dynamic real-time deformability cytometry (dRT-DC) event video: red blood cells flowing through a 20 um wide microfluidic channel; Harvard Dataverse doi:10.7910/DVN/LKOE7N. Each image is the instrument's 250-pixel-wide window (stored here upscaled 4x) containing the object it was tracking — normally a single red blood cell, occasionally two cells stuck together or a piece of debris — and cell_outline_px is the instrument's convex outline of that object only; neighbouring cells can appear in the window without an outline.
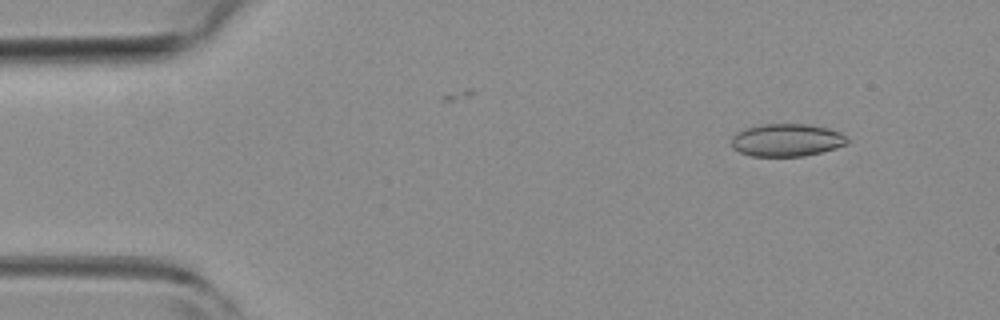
{"species": "common noctule bat (a hibernating species)", "species_latin": "Nyctalus noctula", "temperature_condition": "room temperature", "stored_images_in_passage": 51, "camera_frame_rate_fps": 3000, "um_per_image_px": 0.085, "animal": {"sex": "female", "body_mass_g": 19.3, "forearm_length_mm": 54.1}, "frame": {"image": 1, "passage_image": 5, "time_ms": 1.333, "image_size_px": [1000, 320], "cell_outline_px": [[848, 144], [836, 148], [804, 156], [752, 156], [740, 152], [732, 148], [732, 136], [736, 132], [744, 128], [760, 124], [808, 124], [828, 128], [840, 132], [848, 140]], "centroid_in_image_um": [66.85, 11.9], "position_along_channel_um": 18.2, "area_um2": 22.14}}
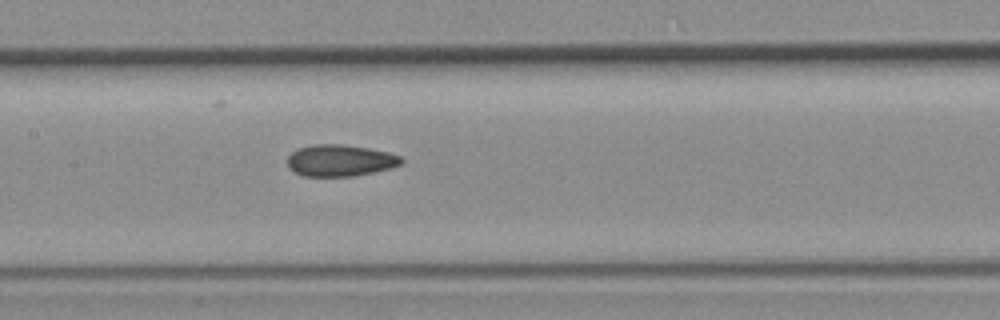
{"frame": {"image": 2, "passage_image": 24, "time_ms": 7.667, "image_size_px": [1000, 320], "cell_outline_px": [[404, 160], [400, 164], [388, 168], [356, 176], [304, 176], [288, 168], [288, 156], [292, 152], [300, 148], [312, 144], [340, 144], [368, 148], [388, 152], [400, 156]], "centroid_in_image_um": [28.89, 13.64], "position_along_channel_um": 178.5, "area_um2": 20.81}}
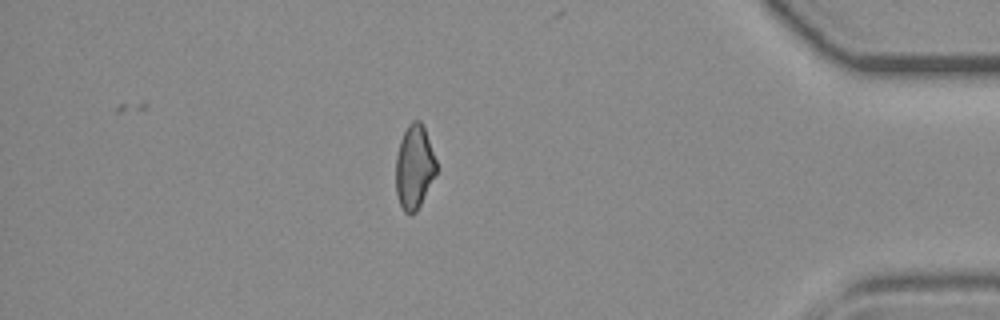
{"frame": {"image": 3, "passage_image": 44, "time_ms": 14.333, "image_size_px": [1000, 320], "cell_outline_px": [[436, 172], [416, 212], [404, 212], [400, 204], [396, 192], [396, 156], [400, 140], [408, 124], [412, 120], [420, 120], [424, 128], [436, 160]], "centroid_in_image_um": [35.19, 14.16], "position_along_channel_um": 400.0, "area_um2": 19.42}, "authors_computed_cell_mechanics": {"area_um2": 21.0392, "velocity_mm_per_s": 3.9645, "shape_relaxation_time_tau1_ms": null, "shape_relaxation_time_tau2_ms": 3.0254, "deformation_change_tau1": null, "deformation_change_tau2": 0.1009}}